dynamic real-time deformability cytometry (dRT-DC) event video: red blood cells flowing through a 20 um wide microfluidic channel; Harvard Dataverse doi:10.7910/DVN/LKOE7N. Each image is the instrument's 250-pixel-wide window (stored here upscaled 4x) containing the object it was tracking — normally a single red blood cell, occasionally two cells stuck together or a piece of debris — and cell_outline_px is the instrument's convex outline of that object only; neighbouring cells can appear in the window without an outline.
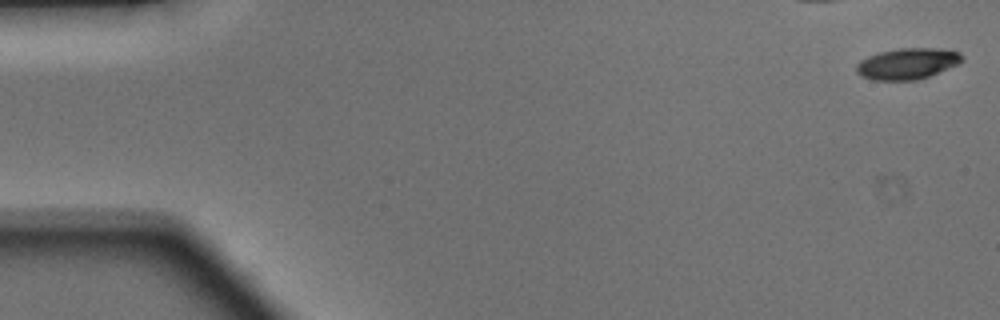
{"species": "Egyptian fruit bat (a non-hibernating species)", "species_latin": "Rousettus aegyptiacus", "temperature_condition": "warm", "stored_images_in_passage": 48, "camera_frame_rate_fps": 3000, "um_per_image_px": 0.085, "animal": {"sex": "male"}, "frame": {"image": 1, "passage_image": 1, "time_ms": 0.0, "image_size_px": [1000, 320], "cell_outline_px": [[964, 60], [948, 68], [928, 76], [916, 80], [872, 80], [860, 76], [856, 72], [856, 64], [860, 60], [868, 56], [880, 52], [900, 48], [936, 48], [960, 52], [964, 56]], "centroid_in_image_um": [77.1, 5.41], "position_along_channel_um": 7.9, "area_um2": 19.13}}
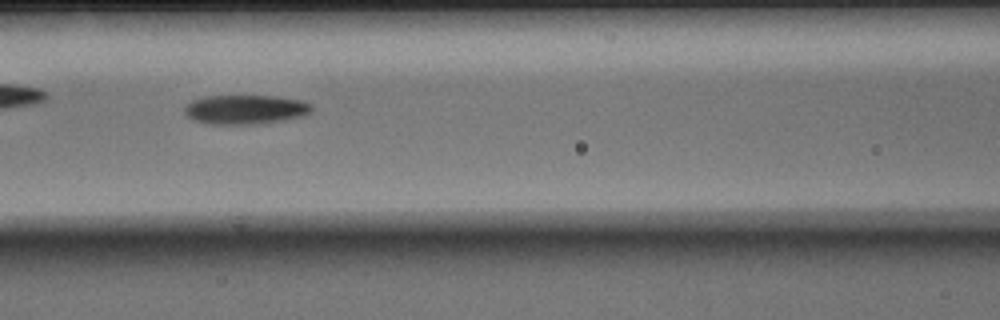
{"frame": {"image": 2, "passage_image": 21, "time_ms": 6.667, "image_size_px": [1000, 320], "cell_outline_px": [[312, 108], [304, 116], [256, 124], [212, 124], [192, 120], [184, 112], [184, 108], [192, 100], [208, 96], [272, 96], [300, 100], [312, 104]], "centroid_in_image_um": [20.83, 9.31], "position_along_channel_um": 145.8, "area_um2": 21.44}}
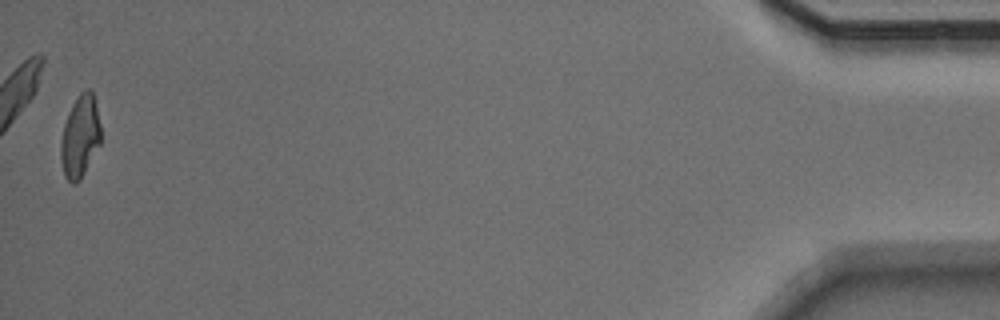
{"frame": {"image": 3, "passage_image": 48, "time_ms": 15.667, "image_size_px": [1000, 320], "cell_outline_px": [[100, 144], [80, 180], [76, 184], [72, 184], [64, 176], [60, 160], [60, 140], [64, 124], [68, 112], [72, 104], [80, 92], [88, 88], [92, 92], [100, 124]], "centroid_in_image_um": [6.78, 11.63], "position_along_channel_um": 428.4, "area_um2": 19.19}, "authors_computed_cell_mechanics": {"area_um2": 20.1722, "velocity_mm_per_s": 4.1633, "shape_relaxation_time_tau1_ms": 3.8803, "shape_relaxation_time_tau2_ms": 6.0832, "deformation_change_tau1": 0.1812, "deformation_change_tau2": 0.1573}}